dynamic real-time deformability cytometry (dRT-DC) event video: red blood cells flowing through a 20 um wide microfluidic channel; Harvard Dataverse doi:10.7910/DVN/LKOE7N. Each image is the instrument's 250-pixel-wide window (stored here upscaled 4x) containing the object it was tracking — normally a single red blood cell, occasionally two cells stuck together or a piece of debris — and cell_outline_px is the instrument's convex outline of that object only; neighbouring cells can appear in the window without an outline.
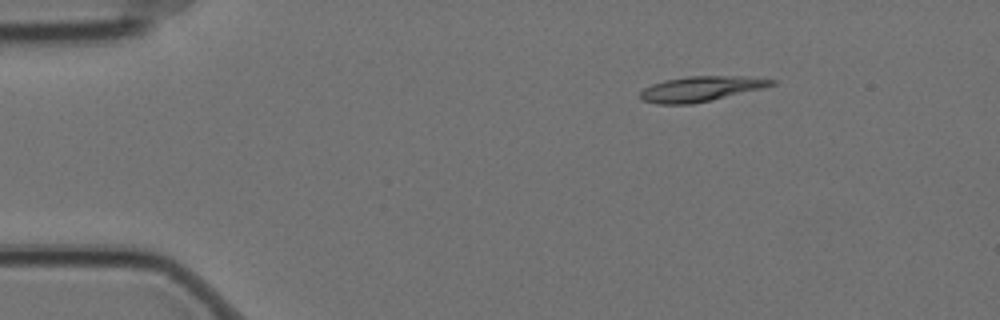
{"species": "Egyptian fruit bat (a non-hibernating species)", "species_latin": "Rousettus aegyptiacus", "temperature_condition": "cold", "stored_images_in_passage": 5, "camera_frame_rate_fps": 3000, "um_per_image_px": 0.085, "animal": {"sex": "female"}, "frame": {"image": 1, "passage_image": 2, "time_ms": 0.333, "image_size_px": [1000, 320], "cell_outline_px": [[776, 84], [764, 88], [692, 104], [656, 104], [644, 100], [640, 96], [640, 92], [644, 88], [652, 84], [664, 80], [688, 76], [744, 76], [776, 80]], "centroid_in_image_um": [59.58, 7.54], "position_along_channel_um": 25.4, "area_um2": 19.13}}
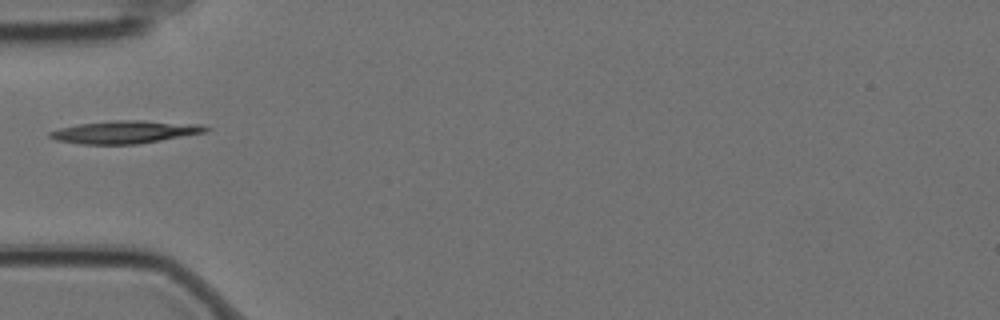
{"frame": {"image": 2, "passage_image": 5, "time_ms": 1.333, "image_size_px": [1000, 320], "cell_outline_px": [[212, 128], [204, 132], [140, 144], [80, 144], [56, 140], [48, 136], [48, 132], [60, 128], [80, 124], [116, 120], [140, 120], [200, 124]], "centroid_in_image_um": [10.62, 11.22], "position_along_channel_um": 74.4, "area_um2": 20.52}}